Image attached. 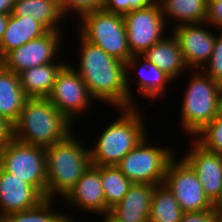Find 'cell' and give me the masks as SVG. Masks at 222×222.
<instances>
[{
    "label": "cell",
    "mask_w": 222,
    "mask_h": 222,
    "mask_svg": "<svg viewBox=\"0 0 222 222\" xmlns=\"http://www.w3.org/2000/svg\"><path fill=\"white\" fill-rule=\"evenodd\" d=\"M79 39V67L73 68L86 84L93 99L116 109L128 108L126 63L107 54L80 34Z\"/></svg>",
    "instance_id": "6da1fadb"
},
{
    "label": "cell",
    "mask_w": 222,
    "mask_h": 222,
    "mask_svg": "<svg viewBox=\"0 0 222 222\" xmlns=\"http://www.w3.org/2000/svg\"><path fill=\"white\" fill-rule=\"evenodd\" d=\"M73 125L47 98H28L14 123V139L46 149L65 140Z\"/></svg>",
    "instance_id": "7a4b0ae2"
},
{
    "label": "cell",
    "mask_w": 222,
    "mask_h": 222,
    "mask_svg": "<svg viewBox=\"0 0 222 222\" xmlns=\"http://www.w3.org/2000/svg\"><path fill=\"white\" fill-rule=\"evenodd\" d=\"M76 138L72 132L65 140L46 148V198H64L91 165L90 149Z\"/></svg>",
    "instance_id": "3957f363"
},
{
    "label": "cell",
    "mask_w": 222,
    "mask_h": 222,
    "mask_svg": "<svg viewBox=\"0 0 222 222\" xmlns=\"http://www.w3.org/2000/svg\"><path fill=\"white\" fill-rule=\"evenodd\" d=\"M121 115L112 122L90 148L91 165L116 166L148 134L137 106L118 108Z\"/></svg>",
    "instance_id": "277c9868"
},
{
    "label": "cell",
    "mask_w": 222,
    "mask_h": 222,
    "mask_svg": "<svg viewBox=\"0 0 222 222\" xmlns=\"http://www.w3.org/2000/svg\"><path fill=\"white\" fill-rule=\"evenodd\" d=\"M201 72V73H200ZM181 106V128L194 138L219 113V86L203 70L193 69Z\"/></svg>",
    "instance_id": "5b68a950"
},
{
    "label": "cell",
    "mask_w": 222,
    "mask_h": 222,
    "mask_svg": "<svg viewBox=\"0 0 222 222\" xmlns=\"http://www.w3.org/2000/svg\"><path fill=\"white\" fill-rule=\"evenodd\" d=\"M78 19L81 20L77 25L78 33L85 40L122 62L126 63L132 57L123 15L99 10L85 13Z\"/></svg>",
    "instance_id": "8992f818"
},
{
    "label": "cell",
    "mask_w": 222,
    "mask_h": 222,
    "mask_svg": "<svg viewBox=\"0 0 222 222\" xmlns=\"http://www.w3.org/2000/svg\"><path fill=\"white\" fill-rule=\"evenodd\" d=\"M148 140L146 136L116 167L132 183L159 185L164 182L167 165L176 154L171 147L153 146Z\"/></svg>",
    "instance_id": "52a82bcc"
},
{
    "label": "cell",
    "mask_w": 222,
    "mask_h": 222,
    "mask_svg": "<svg viewBox=\"0 0 222 222\" xmlns=\"http://www.w3.org/2000/svg\"><path fill=\"white\" fill-rule=\"evenodd\" d=\"M0 166L32 184L45 198L47 193L46 149L13 139L0 152Z\"/></svg>",
    "instance_id": "ba28073f"
},
{
    "label": "cell",
    "mask_w": 222,
    "mask_h": 222,
    "mask_svg": "<svg viewBox=\"0 0 222 222\" xmlns=\"http://www.w3.org/2000/svg\"><path fill=\"white\" fill-rule=\"evenodd\" d=\"M175 196L184 213L213 209V203L206 196L195 171L183 159L173 157L166 168L163 182Z\"/></svg>",
    "instance_id": "9c48e42d"
},
{
    "label": "cell",
    "mask_w": 222,
    "mask_h": 222,
    "mask_svg": "<svg viewBox=\"0 0 222 222\" xmlns=\"http://www.w3.org/2000/svg\"><path fill=\"white\" fill-rule=\"evenodd\" d=\"M123 18L132 56L142 55L167 33L164 32L168 28L157 1L145 9L130 11Z\"/></svg>",
    "instance_id": "30bf717a"
},
{
    "label": "cell",
    "mask_w": 222,
    "mask_h": 222,
    "mask_svg": "<svg viewBox=\"0 0 222 222\" xmlns=\"http://www.w3.org/2000/svg\"><path fill=\"white\" fill-rule=\"evenodd\" d=\"M47 99L72 123L74 119H78L77 116L92 106L91 100L95 101L80 75L69 64L58 74Z\"/></svg>",
    "instance_id": "8fae6325"
},
{
    "label": "cell",
    "mask_w": 222,
    "mask_h": 222,
    "mask_svg": "<svg viewBox=\"0 0 222 222\" xmlns=\"http://www.w3.org/2000/svg\"><path fill=\"white\" fill-rule=\"evenodd\" d=\"M62 33L48 31L45 35L33 39L22 46L8 52L0 63L16 74L45 64L54 62L63 40Z\"/></svg>",
    "instance_id": "7c38bea8"
},
{
    "label": "cell",
    "mask_w": 222,
    "mask_h": 222,
    "mask_svg": "<svg viewBox=\"0 0 222 222\" xmlns=\"http://www.w3.org/2000/svg\"><path fill=\"white\" fill-rule=\"evenodd\" d=\"M207 22L197 24H184L172 28L184 61L190 70H202L209 62L214 50L216 33L210 32ZM174 31V32H173Z\"/></svg>",
    "instance_id": "4fadbf2b"
},
{
    "label": "cell",
    "mask_w": 222,
    "mask_h": 222,
    "mask_svg": "<svg viewBox=\"0 0 222 222\" xmlns=\"http://www.w3.org/2000/svg\"><path fill=\"white\" fill-rule=\"evenodd\" d=\"M192 146L182 158L195 171L206 196L214 204L222 192V164L218 153L205 150L193 138Z\"/></svg>",
    "instance_id": "5bb4252c"
},
{
    "label": "cell",
    "mask_w": 222,
    "mask_h": 222,
    "mask_svg": "<svg viewBox=\"0 0 222 222\" xmlns=\"http://www.w3.org/2000/svg\"><path fill=\"white\" fill-rule=\"evenodd\" d=\"M44 199L32 184L0 166V221L8 214L34 208Z\"/></svg>",
    "instance_id": "9a60e30c"
},
{
    "label": "cell",
    "mask_w": 222,
    "mask_h": 222,
    "mask_svg": "<svg viewBox=\"0 0 222 222\" xmlns=\"http://www.w3.org/2000/svg\"><path fill=\"white\" fill-rule=\"evenodd\" d=\"M134 68L137 71L139 70L137 72L138 75H136V80L138 83V91L141 93L140 95H143V97L146 96L152 100V102L154 99H159V97L162 99L164 94H166L167 84L174 81L168 74L161 71L143 55H134L130 57L126 62L128 108L136 106L134 103V100L136 101V99L135 97L133 98V93L130 90V84L133 79H130V76L128 75L131 70H134Z\"/></svg>",
    "instance_id": "2e32d148"
},
{
    "label": "cell",
    "mask_w": 222,
    "mask_h": 222,
    "mask_svg": "<svg viewBox=\"0 0 222 222\" xmlns=\"http://www.w3.org/2000/svg\"><path fill=\"white\" fill-rule=\"evenodd\" d=\"M84 212L106 217L105 193L102 188L101 166L90 165L74 187L63 198Z\"/></svg>",
    "instance_id": "e0dca14e"
},
{
    "label": "cell",
    "mask_w": 222,
    "mask_h": 222,
    "mask_svg": "<svg viewBox=\"0 0 222 222\" xmlns=\"http://www.w3.org/2000/svg\"><path fill=\"white\" fill-rule=\"evenodd\" d=\"M154 186L133 183L123 199L109 210L107 216L113 222H149Z\"/></svg>",
    "instance_id": "ac0fdd59"
},
{
    "label": "cell",
    "mask_w": 222,
    "mask_h": 222,
    "mask_svg": "<svg viewBox=\"0 0 222 222\" xmlns=\"http://www.w3.org/2000/svg\"><path fill=\"white\" fill-rule=\"evenodd\" d=\"M171 34V36L165 35L142 55L175 81L185 69L188 70L189 68L184 61L176 37L173 33Z\"/></svg>",
    "instance_id": "d6986e66"
},
{
    "label": "cell",
    "mask_w": 222,
    "mask_h": 222,
    "mask_svg": "<svg viewBox=\"0 0 222 222\" xmlns=\"http://www.w3.org/2000/svg\"><path fill=\"white\" fill-rule=\"evenodd\" d=\"M48 30L30 16L17 17L9 14L7 27L0 41V60L11 50L45 35Z\"/></svg>",
    "instance_id": "ffe728a7"
},
{
    "label": "cell",
    "mask_w": 222,
    "mask_h": 222,
    "mask_svg": "<svg viewBox=\"0 0 222 222\" xmlns=\"http://www.w3.org/2000/svg\"><path fill=\"white\" fill-rule=\"evenodd\" d=\"M66 64L62 60L20 72L19 80L25 95L28 98H47L58 74Z\"/></svg>",
    "instance_id": "44dd1931"
},
{
    "label": "cell",
    "mask_w": 222,
    "mask_h": 222,
    "mask_svg": "<svg viewBox=\"0 0 222 222\" xmlns=\"http://www.w3.org/2000/svg\"><path fill=\"white\" fill-rule=\"evenodd\" d=\"M27 99L19 75L0 63V117L14 124Z\"/></svg>",
    "instance_id": "7402d4cb"
},
{
    "label": "cell",
    "mask_w": 222,
    "mask_h": 222,
    "mask_svg": "<svg viewBox=\"0 0 222 222\" xmlns=\"http://www.w3.org/2000/svg\"><path fill=\"white\" fill-rule=\"evenodd\" d=\"M11 14L17 17L30 16L48 31L57 32H61L58 24L64 19L58 0H15Z\"/></svg>",
    "instance_id": "603a6c76"
},
{
    "label": "cell",
    "mask_w": 222,
    "mask_h": 222,
    "mask_svg": "<svg viewBox=\"0 0 222 222\" xmlns=\"http://www.w3.org/2000/svg\"><path fill=\"white\" fill-rule=\"evenodd\" d=\"M166 24L168 18L174 19V25L203 23L207 17L208 0H156ZM168 21V22H167ZM177 23V24H176Z\"/></svg>",
    "instance_id": "cb8c5ba5"
},
{
    "label": "cell",
    "mask_w": 222,
    "mask_h": 222,
    "mask_svg": "<svg viewBox=\"0 0 222 222\" xmlns=\"http://www.w3.org/2000/svg\"><path fill=\"white\" fill-rule=\"evenodd\" d=\"M184 212L164 184L155 185L151 198L149 222H180Z\"/></svg>",
    "instance_id": "d4e9b609"
},
{
    "label": "cell",
    "mask_w": 222,
    "mask_h": 222,
    "mask_svg": "<svg viewBox=\"0 0 222 222\" xmlns=\"http://www.w3.org/2000/svg\"><path fill=\"white\" fill-rule=\"evenodd\" d=\"M102 188L105 193L106 216L133 184L116 166H101Z\"/></svg>",
    "instance_id": "484cf974"
},
{
    "label": "cell",
    "mask_w": 222,
    "mask_h": 222,
    "mask_svg": "<svg viewBox=\"0 0 222 222\" xmlns=\"http://www.w3.org/2000/svg\"><path fill=\"white\" fill-rule=\"evenodd\" d=\"M54 199L45 198L36 207L8 214L1 222H60L64 213L52 208Z\"/></svg>",
    "instance_id": "4316f807"
},
{
    "label": "cell",
    "mask_w": 222,
    "mask_h": 222,
    "mask_svg": "<svg viewBox=\"0 0 222 222\" xmlns=\"http://www.w3.org/2000/svg\"><path fill=\"white\" fill-rule=\"evenodd\" d=\"M193 138L205 150L222 153V112Z\"/></svg>",
    "instance_id": "83f0119b"
},
{
    "label": "cell",
    "mask_w": 222,
    "mask_h": 222,
    "mask_svg": "<svg viewBox=\"0 0 222 222\" xmlns=\"http://www.w3.org/2000/svg\"><path fill=\"white\" fill-rule=\"evenodd\" d=\"M58 3L65 18L72 12L80 18L85 13L102 10L103 7V0H58Z\"/></svg>",
    "instance_id": "f1b7e54d"
},
{
    "label": "cell",
    "mask_w": 222,
    "mask_h": 222,
    "mask_svg": "<svg viewBox=\"0 0 222 222\" xmlns=\"http://www.w3.org/2000/svg\"><path fill=\"white\" fill-rule=\"evenodd\" d=\"M155 1L156 0H103L102 10L124 16L130 11L145 9Z\"/></svg>",
    "instance_id": "f546056e"
},
{
    "label": "cell",
    "mask_w": 222,
    "mask_h": 222,
    "mask_svg": "<svg viewBox=\"0 0 222 222\" xmlns=\"http://www.w3.org/2000/svg\"><path fill=\"white\" fill-rule=\"evenodd\" d=\"M202 70L216 82H222V30L216 35L213 53Z\"/></svg>",
    "instance_id": "4dcf8cb0"
},
{
    "label": "cell",
    "mask_w": 222,
    "mask_h": 222,
    "mask_svg": "<svg viewBox=\"0 0 222 222\" xmlns=\"http://www.w3.org/2000/svg\"><path fill=\"white\" fill-rule=\"evenodd\" d=\"M205 22L209 24V28L215 27L222 30V0H208Z\"/></svg>",
    "instance_id": "1f68e13d"
},
{
    "label": "cell",
    "mask_w": 222,
    "mask_h": 222,
    "mask_svg": "<svg viewBox=\"0 0 222 222\" xmlns=\"http://www.w3.org/2000/svg\"><path fill=\"white\" fill-rule=\"evenodd\" d=\"M180 222H220L214 209L198 212H186Z\"/></svg>",
    "instance_id": "d6a6232c"
},
{
    "label": "cell",
    "mask_w": 222,
    "mask_h": 222,
    "mask_svg": "<svg viewBox=\"0 0 222 222\" xmlns=\"http://www.w3.org/2000/svg\"><path fill=\"white\" fill-rule=\"evenodd\" d=\"M14 139V124L0 117V152Z\"/></svg>",
    "instance_id": "836d02e7"
},
{
    "label": "cell",
    "mask_w": 222,
    "mask_h": 222,
    "mask_svg": "<svg viewBox=\"0 0 222 222\" xmlns=\"http://www.w3.org/2000/svg\"><path fill=\"white\" fill-rule=\"evenodd\" d=\"M15 0H0V14H11Z\"/></svg>",
    "instance_id": "e575fe53"
},
{
    "label": "cell",
    "mask_w": 222,
    "mask_h": 222,
    "mask_svg": "<svg viewBox=\"0 0 222 222\" xmlns=\"http://www.w3.org/2000/svg\"><path fill=\"white\" fill-rule=\"evenodd\" d=\"M214 212L218 215L220 221H222V192L220 197L213 204Z\"/></svg>",
    "instance_id": "d590c367"
},
{
    "label": "cell",
    "mask_w": 222,
    "mask_h": 222,
    "mask_svg": "<svg viewBox=\"0 0 222 222\" xmlns=\"http://www.w3.org/2000/svg\"><path fill=\"white\" fill-rule=\"evenodd\" d=\"M8 17L9 15L7 14H0V41L7 27Z\"/></svg>",
    "instance_id": "8d00e7d4"
},
{
    "label": "cell",
    "mask_w": 222,
    "mask_h": 222,
    "mask_svg": "<svg viewBox=\"0 0 222 222\" xmlns=\"http://www.w3.org/2000/svg\"><path fill=\"white\" fill-rule=\"evenodd\" d=\"M77 219L71 217L68 213L64 214L60 222H75Z\"/></svg>",
    "instance_id": "74e56055"
},
{
    "label": "cell",
    "mask_w": 222,
    "mask_h": 222,
    "mask_svg": "<svg viewBox=\"0 0 222 222\" xmlns=\"http://www.w3.org/2000/svg\"><path fill=\"white\" fill-rule=\"evenodd\" d=\"M219 103H220V112H222V82L219 86Z\"/></svg>",
    "instance_id": "f35d334b"
},
{
    "label": "cell",
    "mask_w": 222,
    "mask_h": 222,
    "mask_svg": "<svg viewBox=\"0 0 222 222\" xmlns=\"http://www.w3.org/2000/svg\"><path fill=\"white\" fill-rule=\"evenodd\" d=\"M103 219H104L103 222H113L108 216L103 217Z\"/></svg>",
    "instance_id": "ab89813d"
},
{
    "label": "cell",
    "mask_w": 222,
    "mask_h": 222,
    "mask_svg": "<svg viewBox=\"0 0 222 222\" xmlns=\"http://www.w3.org/2000/svg\"><path fill=\"white\" fill-rule=\"evenodd\" d=\"M219 156H220L221 164H222V153H220Z\"/></svg>",
    "instance_id": "60d3db41"
}]
</instances>
